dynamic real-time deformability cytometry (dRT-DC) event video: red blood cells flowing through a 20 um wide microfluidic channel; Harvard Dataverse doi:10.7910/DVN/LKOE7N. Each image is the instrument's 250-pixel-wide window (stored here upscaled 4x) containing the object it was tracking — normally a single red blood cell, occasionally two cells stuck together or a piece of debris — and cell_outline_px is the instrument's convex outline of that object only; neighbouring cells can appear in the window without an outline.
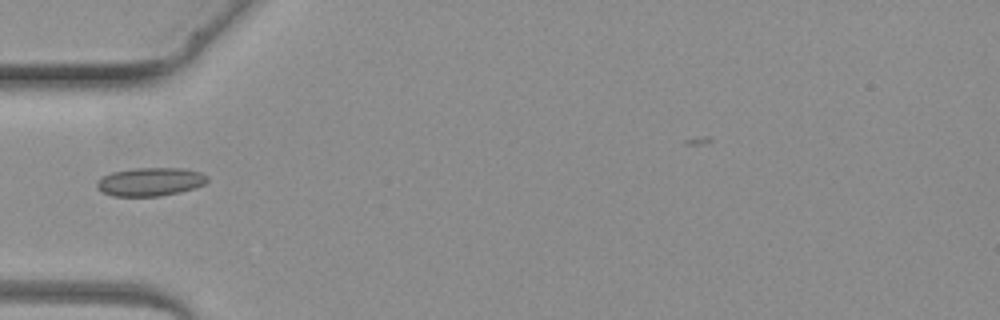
{"species": "common noctule bat (a hibernating species)", "species_latin": "Nyctalus noctula", "temperature_condition": "warm", "stored_images_in_passage": 4, "camera_frame_rate_fps": 3000, "um_per_image_px": 0.085, "animal": {"sex": "female", "body_mass_g": 19.3, "forearm_length_mm": 54.1}, "frame": {"image": 1, "passage_image": 4, "time_ms": 3.667, "image_size_px": [1000, 320], "cell_outline_px": [[208, 180], [204, 184], [180, 192], [160, 196], [112, 196], [96, 188], [96, 184], [104, 176], [112, 172], [132, 168], [184, 168], [200, 172], [208, 176]], "centroid_in_image_um": [12.78, 15.44], "position_along_channel_um": 72.2, "area_um2": 18.21}}